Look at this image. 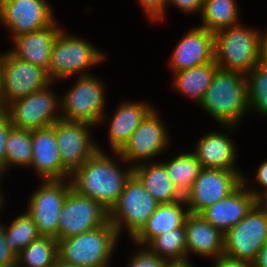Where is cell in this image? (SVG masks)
I'll list each match as a JSON object with an SVG mask.
<instances>
[{
	"label": "cell",
	"mask_w": 267,
	"mask_h": 267,
	"mask_svg": "<svg viewBox=\"0 0 267 267\" xmlns=\"http://www.w3.org/2000/svg\"><path fill=\"white\" fill-rule=\"evenodd\" d=\"M92 126L88 123L68 121L62 118L54 123L55 138L60 151L62 167L70 175L100 150L90 140L87 129Z\"/></svg>",
	"instance_id": "14"
},
{
	"label": "cell",
	"mask_w": 267,
	"mask_h": 267,
	"mask_svg": "<svg viewBox=\"0 0 267 267\" xmlns=\"http://www.w3.org/2000/svg\"><path fill=\"white\" fill-rule=\"evenodd\" d=\"M168 176L177 189L185 195L192 187L200 170L202 169L195 153H182L168 163H163Z\"/></svg>",
	"instance_id": "29"
},
{
	"label": "cell",
	"mask_w": 267,
	"mask_h": 267,
	"mask_svg": "<svg viewBox=\"0 0 267 267\" xmlns=\"http://www.w3.org/2000/svg\"><path fill=\"white\" fill-rule=\"evenodd\" d=\"M245 76L249 110L252 107L267 116V68L258 64Z\"/></svg>",
	"instance_id": "33"
},
{
	"label": "cell",
	"mask_w": 267,
	"mask_h": 267,
	"mask_svg": "<svg viewBox=\"0 0 267 267\" xmlns=\"http://www.w3.org/2000/svg\"><path fill=\"white\" fill-rule=\"evenodd\" d=\"M262 34L259 41V64L267 68V32Z\"/></svg>",
	"instance_id": "40"
},
{
	"label": "cell",
	"mask_w": 267,
	"mask_h": 267,
	"mask_svg": "<svg viewBox=\"0 0 267 267\" xmlns=\"http://www.w3.org/2000/svg\"><path fill=\"white\" fill-rule=\"evenodd\" d=\"M254 267H267V243L261 248L256 261L253 263Z\"/></svg>",
	"instance_id": "42"
},
{
	"label": "cell",
	"mask_w": 267,
	"mask_h": 267,
	"mask_svg": "<svg viewBox=\"0 0 267 267\" xmlns=\"http://www.w3.org/2000/svg\"><path fill=\"white\" fill-rule=\"evenodd\" d=\"M45 69L15 57L11 52L0 57V108L51 85ZM8 103V104H7Z\"/></svg>",
	"instance_id": "5"
},
{
	"label": "cell",
	"mask_w": 267,
	"mask_h": 267,
	"mask_svg": "<svg viewBox=\"0 0 267 267\" xmlns=\"http://www.w3.org/2000/svg\"><path fill=\"white\" fill-rule=\"evenodd\" d=\"M267 208V194L259 200Z\"/></svg>",
	"instance_id": "45"
},
{
	"label": "cell",
	"mask_w": 267,
	"mask_h": 267,
	"mask_svg": "<svg viewBox=\"0 0 267 267\" xmlns=\"http://www.w3.org/2000/svg\"><path fill=\"white\" fill-rule=\"evenodd\" d=\"M48 87L9 104L3 110L14 128L32 131L51 126L61 119L54 113L58 104L56 95Z\"/></svg>",
	"instance_id": "13"
},
{
	"label": "cell",
	"mask_w": 267,
	"mask_h": 267,
	"mask_svg": "<svg viewBox=\"0 0 267 267\" xmlns=\"http://www.w3.org/2000/svg\"><path fill=\"white\" fill-rule=\"evenodd\" d=\"M17 254L8 247L5 240V230L0 224V267H16Z\"/></svg>",
	"instance_id": "36"
},
{
	"label": "cell",
	"mask_w": 267,
	"mask_h": 267,
	"mask_svg": "<svg viewBox=\"0 0 267 267\" xmlns=\"http://www.w3.org/2000/svg\"><path fill=\"white\" fill-rule=\"evenodd\" d=\"M159 203L151 196L140 181L132 175L126 182L125 188L117 203L109 211V221L119 232L121 226L126 227L133 238L147 223Z\"/></svg>",
	"instance_id": "7"
},
{
	"label": "cell",
	"mask_w": 267,
	"mask_h": 267,
	"mask_svg": "<svg viewBox=\"0 0 267 267\" xmlns=\"http://www.w3.org/2000/svg\"><path fill=\"white\" fill-rule=\"evenodd\" d=\"M218 68L246 75L259 64L260 33L236 25L214 33Z\"/></svg>",
	"instance_id": "4"
},
{
	"label": "cell",
	"mask_w": 267,
	"mask_h": 267,
	"mask_svg": "<svg viewBox=\"0 0 267 267\" xmlns=\"http://www.w3.org/2000/svg\"><path fill=\"white\" fill-rule=\"evenodd\" d=\"M32 156L31 131L13 127L6 141V167L11 164L30 167Z\"/></svg>",
	"instance_id": "32"
},
{
	"label": "cell",
	"mask_w": 267,
	"mask_h": 267,
	"mask_svg": "<svg viewBox=\"0 0 267 267\" xmlns=\"http://www.w3.org/2000/svg\"><path fill=\"white\" fill-rule=\"evenodd\" d=\"M244 176L242 184L228 197L207 207L199 215L223 234L239 223L262 198L263 192L249 191Z\"/></svg>",
	"instance_id": "16"
},
{
	"label": "cell",
	"mask_w": 267,
	"mask_h": 267,
	"mask_svg": "<svg viewBox=\"0 0 267 267\" xmlns=\"http://www.w3.org/2000/svg\"><path fill=\"white\" fill-rule=\"evenodd\" d=\"M32 162L41 178L60 180L71 175L62 167L60 151L55 138L54 124L31 131Z\"/></svg>",
	"instance_id": "19"
},
{
	"label": "cell",
	"mask_w": 267,
	"mask_h": 267,
	"mask_svg": "<svg viewBox=\"0 0 267 267\" xmlns=\"http://www.w3.org/2000/svg\"><path fill=\"white\" fill-rule=\"evenodd\" d=\"M12 128L9 117L2 111L0 113V169L3 171L6 168V141Z\"/></svg>",
	"instance_id": "35"
},
{
	"label": "cell",
	"mask_w": 267,
	"mask_h": 267,
	"mask_svg": "<svg viewBox=\"0 0 267 267\" xmlns=\"http://www.w3.org/2000/svg\"><path fill=\"white\" fill-rule=\"evenodd\" d=\"M0 19L14 34L13 38L54 23L52 11L45 0H3Z\"/></svg>",
	"instance_id": "15"
},
{
	"label": "cell",
	"mask_w": 267,
	"mask_h": 267,
	"mask_svg": "<svg viewBox=\"0 0 267 267\" xmlns=\"http://www.w3.org/2000/svg\"><path fill=\"white\" fill-rule=\"evenodd\" d=\"M132 175L133 167L123 172L112 158L98 150L71 175L72 189L110 211Z\"/></svg>",
	"instance_id": "1"
},
{
	"label": "cell",
	"mask_w": 267,
	"mask_h": 267,
	"mask_svg": "<svg viewBox=\"0 0 267 267\" xmlns=\"http://www.w3.org/2000/svg\"><path fill=\"white\" fill-rule=\"evenodd\" d=\"M166 261L149 249L138 252L128 267H163Z\"/></svg>",
	"instance_id": "34"
},
{
	"label": "cell",
	"mask_w": 267,
	"mask_h": 267,
	"mask_svg": "<svg viewBox=\"0 0 267 267\" xmlns=\"http://www.w3.org/2000/svg\"><path fill=\"white\" fill-rule=\"evenodd\" d=\"M118 237L117 231L108 220L96 229L58 239V258L80 267H107Z\"/></svg>",
	"instance_id": "3"
},
{
	"label": "cell",
	"mask_w": 267,
	"mask_h": 267,
	"mask_svg": "<svg viewBox=\"0 0 267 267\" xmlns=\"http://www.w3.org/2000/svg\"><path fill=\"white\" fill-rule=\"evenodd\" d=\"M56 22L41 30L30 32L15 37V48L11 53L24 61L45 69L48 73L51 49L56 40L60 28H56Z\"/></svg>",
	"instance_id": "20"
},
{
	"label": "cell",
	"mask_w": 267,
	"mask_h": 267,
	"mask_svg": "<svg viewBox=\"0 0 267 267\" xmlns=\"http://www.w3.org/2000/svg\"><path fill=\"white\" fill-rule=\"evenodd\" d=\"M186 249L202 256L218 258L224 254V234L201 215L190 213L185 222Z\"/></svg>",
	"instance_id": "21"
},
{
	"label": "cell",
	"mask_w": 267,
	"mask_h": 267,
	"mask_svg": "<svg viewBox=\"0 0 267 267\" xmlns=\"http://www.w3.org/2000/svg\"><path fill=\"white\" fill-rule=\"evenodd\" d=\"M215 61L214 33L202 27L194 28L176 45L171 66L174 72Z\"/></svg>",
	"instance_id": "18"
},
{
	"label": "cell",
	"mask_w": 267,
	"mask_h": 267,
	"mask_svg": "<svg viewBox=\"0 0 267 267\" xmlns=\"http://www.w3.org/2000/svg\"><path fill=\"white\" fill-rule=\"evenodd\" d=\"M149 250L165 261L187 259L185 225L154 238Z\"/></svg>",
	"instance_id": "30"
},
{
	"label": "cell",
	"mask_w": 267,
	"mask_h": 267,
	"mask_svg": "<svg viewBox=\"0 0 267 267\" xmlns=\"http://www.w3.org/2000/svg\"><path fill=\"white\" fill-rule=\"evenodd\" d=\"M105 55L91 44L76 37L66 36L60 31L51 49L48 76L64 79L85 68L98 64Z\"/></svg>",
	"instance_id": "8"
},
{
	"label": "cell",
	"mask_w": 267,
	"mask_h": 267,
	"mask_svg": "<svg viewBox=\"0 0 267 267\" xmlns=\"http://www.w3.org/2000/svg\"><path fill=\"white\" fill-rule=\"evenodd\" d=\"M267 243V208L258 201L247 215L224 234L223 256L254 263Z\"/></svg>",
	"instance_id": "6"
},
{
	"label": "cell",
	"mask_w": 267,
	"mask_h": 267,
	"mask_svg": "<svg viewBox=\"0 0 267 267\" xmlns=\"http://www.w3.org/2000/svg\"><path fill=\"white\" fill-rule=\"evenodd\" d=\"M168 3H173L178 8H181L182 11L193 12V11H202L203 2L202 0H166Z\"/></svg>",
	"instance_id": "38"
},
{
	"label": "cell",
	"mask_w": 267,
	"mask_h": 267,
	"mask_svg": "<svg viewBox=\"0 0 267 267\" xmlns=\"http://www.w3.org/2000/svg\"><path fill=\"white\" fill-rule=\"evenodd\" d=\"M57 259V239L40 236L17 254L16 267H50Z\"/></svg>",
	"instance_id": "28"
},
{
	"label": "cell",
	"mask_w": 267,
	"mask_h": 267,
	"mask_svg": "<svg viewBox=\"0 0 267 267\" xmlns=\"http://www.w3.org/2000/svg\"><path fill=\"white\" fill-rule=\"evenodd\" d=\"M133 175L140 181L147 192L159 204L174 203L184 199V195L177 189L163 163L133 166Z\"/></svg>",
	"instance_id": "23"
},
{
	"label": "cell",
	"mask_w": 267,
	"mask_h": 267,
	"mask_svg": "<svg viewBox=\"0 0 267 267\" xmlns=\"http://www.w3.org/2000/svg\"><path fill=\"white\" fill-rule=\"evenodd\" d=\"M151 110L152 107L137 102L124 103L119 106L109 129L110 145H112L114 153L124 147L132 133Z\"/></svg>",
	"instance_id": "25"
},
{
	"label": "cell",
	"mask_w": 267,
	"mask_h": 267,
	"mask_svg": "<svg viewBox=\"0 0 267 267\" xmlns=\"http://www.w3.org/2000/svg\"><path fill=\"white\" fill-rule=\"evenodd\" d=\"M200 105L217 121L232 128L249 109L245 75L217 68Z\"/></svg>",
	"instance_id": "2"
},
{
	"label": "cell",
	"mask_w": 267,
	"mask_h": 267,
	"mask_svg": "<svg viewBox=\"0 0 267 267\" xmlns=\"http://www.w3.org/2000/svg\"><path fill=\"white\" fill-rule=\"evenodd\" d=\"M163 267H193L188 259L178 261H166Z\"/></svg>",
	"instance_id": "43"
},
{
	"label": "cell",
	"mask_w": 267,
	"mask_h": 267,
	"mask_svg": "<svg viewBox=\"0 0 267 267\" xmlns=\"http://www.w3.org/2000/svg\"><path fill=\"white\" fill-rule=\"evenodd\" d=\"M50 267H80L63 262L59 258Z\"/></svg>",
	"instance_id": "44"
},
{
	"label": "cell",
	"mask_w": 267,
	"mask_h": 267,
	"mask_svg": "<svg viewBox=\"0 0 267 267\" xmlns=\"http://www.w3.org/2000/svg\"><path fill=\"white\" fill-rule=\"evenodd\" d=\"M140 2L152 19L159 20L163 18L165 6L167 5L166 0H140Z\"/></svg>",
	"instance_id": "37"
},
{
	"label": "cell",
	"mask_w": 267,
	"mask_h": 267,
	"mask_svg": "<svg viewBox=\"0 0 267 267\" xmlns=\"http://www.w3.org/2000/svg\"><path fill=\"white\" fill-rule=\"evenodd\" d=\"M183 204L186 205L185 199L159 204L147 223L132 239L139 245H148L154 238L184 226L190 211L188 208L183 211Z\"/></svg>",
	"instance_id": "22"
},
{
	"label": "cell",
	"mask_w": 267,
	"mask_h": 267,
	"mask_svg": "<svg viewBox=\"0 0 267 267\" xmlns=\"http://www.w3.org/2000/svg\"><path fill=\"white\" fill-rule=\"evenodd\" d=\"M233 145L227 135L209 133L200 139L194 153L202 168L236 171L234 168L236 154Z\"/></svg>",
	"instance_id": "24"
},
{
	"label": "cell",
	"mask_w": 267,
	"mask_h": 267,
	"mask_svg": "<svg viewBox=\"0 0 267 267\" xmlns=\"http://www.w3.org/2000/svg\"><path fill=\"white\" fill-rule=\"evenodd\" d=\"M1 172H3V170L0 169V177H1ZM3 203V199H2V195L0 194V207Z\"/></svg>",
	"instance_id": "46"
},
{
	"label": "cell",
	"mask_w": 267,
	"mask_h": 267,
	"mask_svg": "<svg viewBox=\"0 0 267 267\" xmlns=\"http://www.w3.org/2000/svg\"><path fill=\"white\" fill-rule=\"evenodd\" d=\"M167 135L163 123L152 109L132 133L129 141L115 154L127 162L151 159L164 150L168 140Z\"/></svg>",
	"instance_id": "17"
},
{
	"label": "cell",
	"mask_w": 267,
	"mask_h": 267,
	"mask_svg": "<svg viewBox=\"0 0 267 267\" xmlns=\"http://www.w3.org/2000/svg\"><path fill=\"white\" fill-rule=\"evenodd\" d=\"M256 180L259 182L261 186L265 188L264 195L267 194V161H264L258 168Z\"/></svg>",
	"instance_id": "41"
},
{
	"label": "cell",
	"mask_w": 267,
	"mask_h": 267,
	"mask_svg": "<svg viewBox=\"0 0 267 267\" xmlns=\"http://www.w3.org/2000/svg\"><path fill=\"white\" fill-rule=\"evenodd\" d=\"M218 65L216 61L175 72L174 86L177 90L201 103Z\"/></svg>",
	"instance_id": "26"
},
{
	"label": "cell",
	"mask_w": 267,
	"mask_h": 267,
	"mask_svg": "<svg viewBox=\"0 0 267 267\" xmlns=\"http://www.w3.org/2000/svg\"><path fill=\"white\" fill-rule=\"evenodd\" d=\"M81 77L68 93L61 106L64 115L62 119L84 122L95 126L103 119L104 94L103 85L96 78L86 73Z\"/></svg>",
	"instance_id": "11"
},
{
	"label": "cell",
	"mask_w": 267,
	"mask_h": 267,
	"mask_svg": "<svg viewBox=\"0 0 267 267\" xmlns=\"http://www.w3.org/2000/svg\"><path fill=\"white\" fill-rule=\"evenodd\" d=\"M6 244L16 254L40 237L37 226L28 213L13 220L9 228L5 227Z\"/></svg>",
	"instance_id": "31"
},
{
	"label": "cell",
	"mask_w": 267,
	"mask_h": 267,
	"mask_svg": "<svg viewBox=\"0 0 267 267\" xmlns=\"http://www.w3.org/2000/svg\"><path fill=\"white\" fill-rule=\"evenodd\" d=\"M109 220V211L99 202L71 189L62 207L59 239L80 235L96 229Z\"/></svg>",
	"instance_id": "12"
},
{
	"label": "cell",
	"mask_w": 267,
	"mask_h": 267,
	"mask_svg": "<svg viewBox=\"0 0 267 267\" xmlns=\"http://www.w3.org/2000/svg\"><path fill=\"white\" fill-rule=\"evenodd\" d=\"M242 174L225 169L202 168L190 190L184 195L192 214L228 197L242 184Z\"/></svg>",
	"instance_id": "10"
},
{
	"label": "cell",
	"mask_w": 267,
	"mask_h": 267,
	"mask_svg": "<svg viewBox=\"0 0 267 267\" xmlns=\"http://www.w3.org/2000/svg\"><path fill=\"white\" fill-rule=\"evenodd\" d=\"M72 183L60 180H45L32 194L27 213L34 220L40 236L59 239V221L65 199Z\"/></svg>",
	"instance_id": "9"
},
{
	"label": "cell",
	"mask_w": 267,
	"mask_h": 267,
	"mask_svg": "<svg viewBox=\"0 0 267 267\" xmlns=\"http://www.w3.org/2000/svg\"><path fill=\"white\" fill-rule=\"evenodd\" d=\"M215 260V267H254L252 263L240 260H233L225 256H220Z\"/></svg>",
	"instance_id": "39"
},
{
	"label": "cell",
	"mask_w": 267,
	"mask_h": 267,
	"mask_svg": "<svg viewBox=\"0 0 267 267\" xmlns=\"http://www.w3.org/2000/svg\"><path fill=\"white\" fill-rule=\"evenodd\" d=\"M235 0H206L201 11L204 29L217 31L236 25L238 9Z\"/></svg>",
	"instance_id": "27"
}]
</instances>
